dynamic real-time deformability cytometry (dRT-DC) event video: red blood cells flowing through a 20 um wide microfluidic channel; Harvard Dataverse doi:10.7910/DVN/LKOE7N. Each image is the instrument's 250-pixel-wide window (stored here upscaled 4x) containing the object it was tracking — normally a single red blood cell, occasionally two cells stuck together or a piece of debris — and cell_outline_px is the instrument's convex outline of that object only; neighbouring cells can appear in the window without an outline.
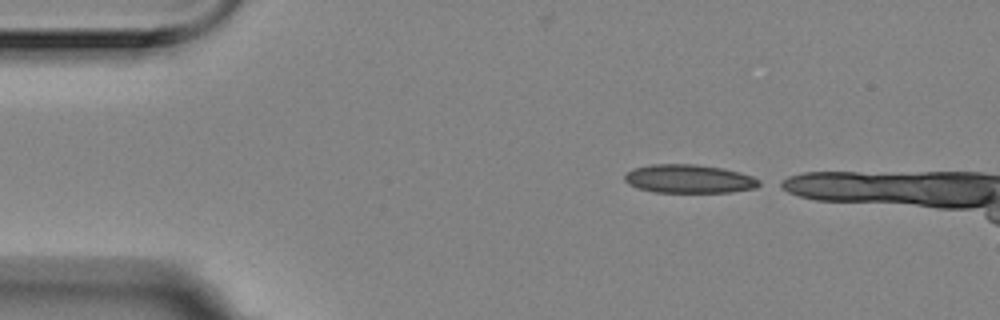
{"species": "Egyptian fruit bat (a non-hibernating species)", "species_latin": "Rousettus aegyptiacus", "temperature_condition": "room temperature", "stored_images_in_passage": 3, "camera_frame_rate_fps": 3000, "um_per_image_px": 0.085, "animal": {"sex": "female"}, "frame": {"image": 1, "passage_image": 1, "time_ms": 0.0, "image_size_px": [1000, 320], "cell_outline_px": [[764, 184], [756, 188], [732, 192], [656, 192], [640, 188], [628, 184], [624, 180], [624, 176], [628, 172], [636, 168], [652, 164], [696, 164], [724, 168], [740, 172], [752, 176], [760, 180]], "centroid_in_image_um": [58.64, 15.2], "position_along_channel_um": 26.4, "area_um2": 22.43}}